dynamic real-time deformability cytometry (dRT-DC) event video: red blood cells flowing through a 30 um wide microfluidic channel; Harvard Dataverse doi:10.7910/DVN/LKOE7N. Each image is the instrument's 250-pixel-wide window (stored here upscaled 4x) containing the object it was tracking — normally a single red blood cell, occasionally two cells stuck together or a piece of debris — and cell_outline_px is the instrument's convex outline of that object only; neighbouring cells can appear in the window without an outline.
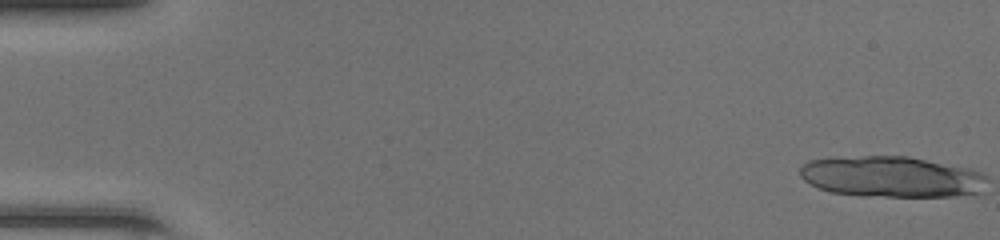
{"species": "common noctule bat (a hibernating species)", "species_latin": "Nyctalus noctula", "temperature_condition": "room temperature", "stored_images_in_passage": 31, "segment_of_instrument_passage": [1, 2], "camera_frame_rate_fps": 3000, "um_per_image_px": 0.085, "animal": {"sex": "female", "body_mass_g": 20.0, "forearm_length_mm": 54.0}, "frame": {"image": 1, "passage_image": 1, "time_ms": 0.0, "image_size_px": [1000, 240], "cell_outline_px": [[960, 192], [940, 196], [896, 196], [840, 192], [824, 188], [808, 180], [804, 176], [820, 160], [920, 160], [944, 168], [952, 176]], "centroid_in_image_um": [75.09, 15.1], "position_along_channel_um": 9.9, "area_um2": 33.18}}